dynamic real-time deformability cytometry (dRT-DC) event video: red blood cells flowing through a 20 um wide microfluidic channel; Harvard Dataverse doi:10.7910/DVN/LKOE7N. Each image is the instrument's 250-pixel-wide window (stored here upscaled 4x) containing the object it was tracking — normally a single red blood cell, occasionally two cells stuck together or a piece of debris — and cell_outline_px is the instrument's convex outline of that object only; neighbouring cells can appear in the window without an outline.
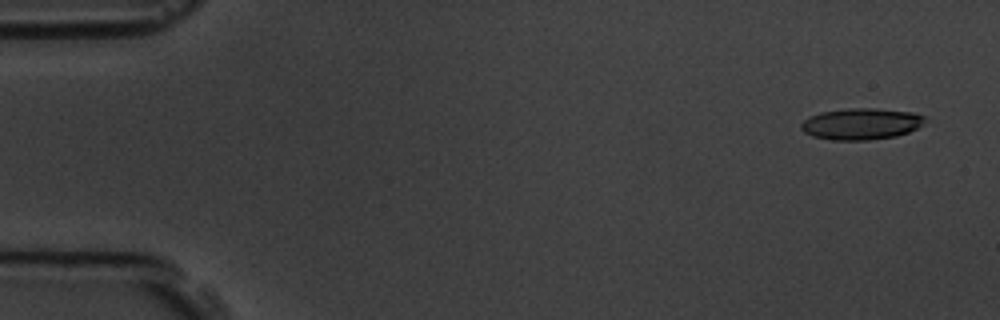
{"species": "common noctule bat (a hibernating species)", "species_latin": "Nyctalus noctula", "temperature_condition": "room temperature", "stored_images_in_passage": 11, "camera_frame_rate_fps": 3000, "um_per_image_px": 0.085, "animal": {"sex": "male", "body_mass_g": 19.5, "forearm_length_mm": 54.6}, "frame": {"image": 1, "passage_image": 1, "time_ms": 0.0, "image_size_px": [1000, 320], "cell_outline_px": [[928, 116], [924, 124], [908, 132], [896, 136], [868, 140], [832, 140], [812, 136], [804, 132], [800, 128], [800, 124], [804, 120], [820, 112], [848, 108], [876, 108], [912, 112]], "centroid_in_image_um": [73.23, 10.52], "position_along_channel_um": 11.8, "area_um2": 22.83}}
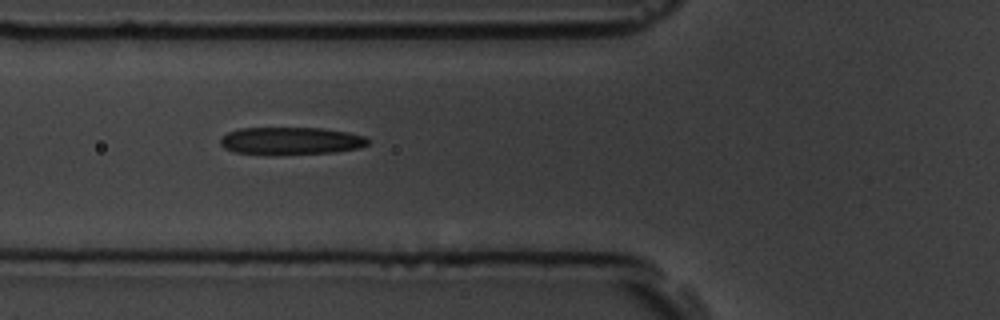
{"frame": {"image": 2, "passage_image": 6, "time_ms": 5.667, "image_size_px": [1000, 320], "cell_outline_px": [[368, 144], [360, 148], [336, 152], [272, 156], [236, 152], [224, 148], [220, 144], [220, 136], [228, 132], [240, 128], [324, 128], [348, 132], [364, 136], [368, 140]], "centroid_in_image_um": [24.69, 11.99], "position_along_channel_um": 101.1, "area_um2": 24.22}}
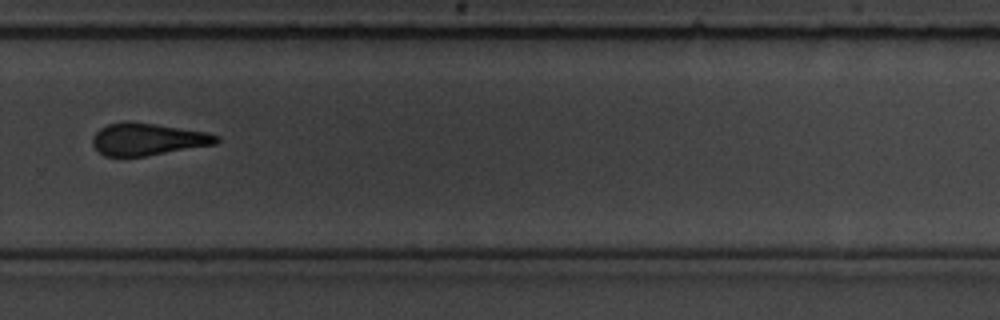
{"frame": {"image": 3, "passage_image": 11, "time_ms": 11.333, "image_size_px": [1000, 320], "cell_outline_px": [[220, 140], [216, 144], [144, 156], [104, 156], [92, 144], [92, 136], [100, 128], [108, 124], [128, 120], [156, 124], [208, 132], [220, 136]], "centroid_in_image_um": [12.56, 11.82], "position_along_channel_um": 317.2, "area_um2": 23.29}}